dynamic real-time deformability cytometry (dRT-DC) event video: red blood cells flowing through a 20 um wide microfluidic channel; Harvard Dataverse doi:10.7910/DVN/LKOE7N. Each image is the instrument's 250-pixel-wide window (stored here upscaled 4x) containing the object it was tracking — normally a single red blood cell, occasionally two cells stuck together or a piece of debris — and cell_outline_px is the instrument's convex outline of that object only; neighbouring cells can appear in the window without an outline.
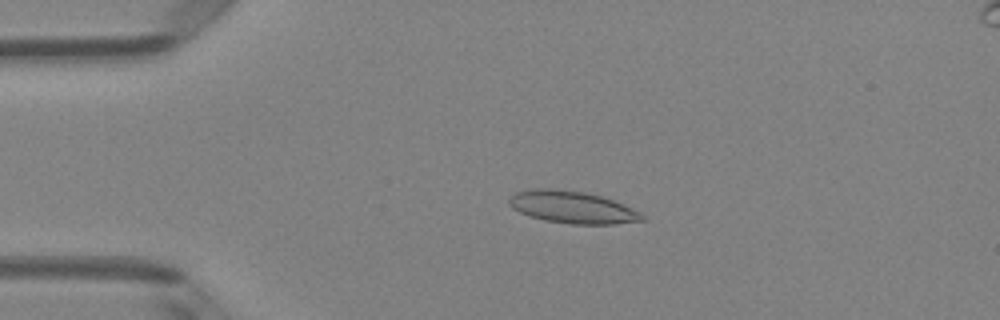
{"species": "Egyptian fruit bat (a non-hibernating species)", "species_latin": "Rousettus aegyptiacus", "temperature_condition": "room temperature", "stored_images_in_passage": 47, "camera_frame_rate_fps": 3000, "um_per_image_px": 0.085, "animal": {"sex": "female"}, "frame": {"image": 1, "passage_image": 8, "time_ms": 2.333, "image_size_px": [1000, 320], "cell_outline_px": [[648, 216], [644, 220], [616, 224], [572, 224], [544, 220], [528, 216], [512, 208], [508, 204], [508, 200], [516, 192], [532, 188], [552, 188], [584, 192], [600, 196], [612, 200], [632, 208]], "centroid_in_image_um": [48.64, 17.62], "position_along_channel_um": 36.4, "area_um2": 25.03}}
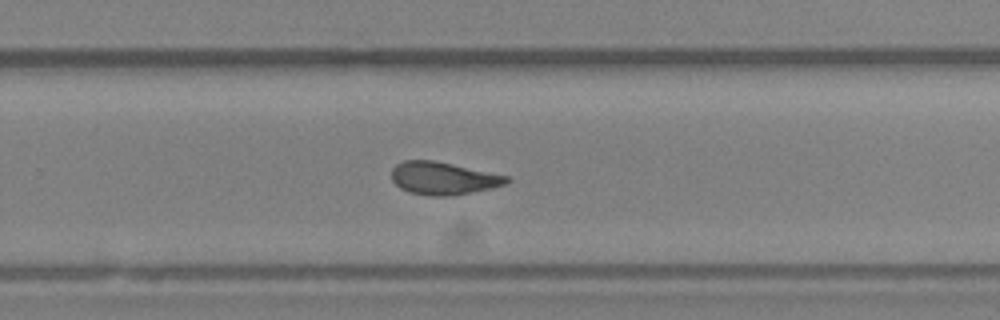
{"frame": {"image": 2, "passage_image": 30, "time_ms": 9.667, "image_size_px": [1000, 320], "cell_outline_px": [[512, 180], [508, 184], [492, 188], [452, 196], [432, 196], [408, 192], [400, 188], [392, 180], [392, 168], [396, 164], [404, 160], [432, 160], [452, 164], [508, 176]], "centroid_in_image_um": [37.68, 15.16], "position_along_channel_um": 292.1, "area_um2": 21.96}}
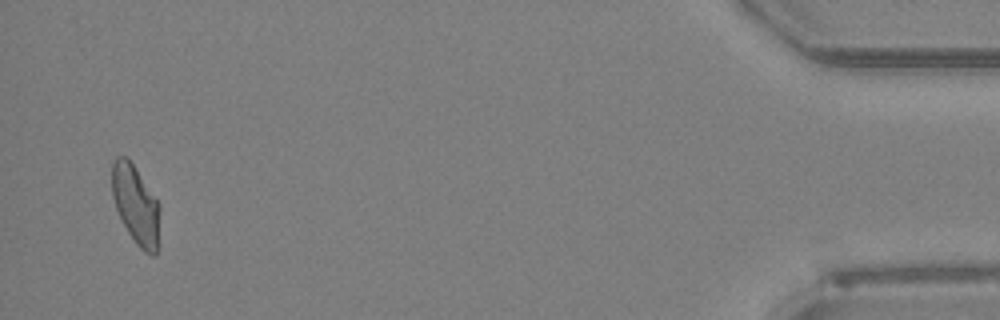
{"frame": {"image": 3, "passage_image": 46, "time_ms": 15.0, "image_size_px": [1000, 320], "cell_outline_px": [[160, 248], [152, 256], [144, 252], [136, 244], [128, 232], [116, 208], [112, 196], [112, 164], [116, 156], [124, 156], [132, 164], [160, 204]], "centroid_in_image_um": [11.58, 17.48], "position_along_channel_um": 423.6, "area_um2": 22.14}, "authors_computed_cell_mechanics": {"area_um2": 22.253, "velocity_mm_per_s": 4.0034, "shape_relaxation_time_tau1_ms": 9.3319, "shape_relaxation_time_tau2_ms": 2.6143, "deformation_change_tau1": 0.2174, "deformation_change_tau2": 0.0713}}